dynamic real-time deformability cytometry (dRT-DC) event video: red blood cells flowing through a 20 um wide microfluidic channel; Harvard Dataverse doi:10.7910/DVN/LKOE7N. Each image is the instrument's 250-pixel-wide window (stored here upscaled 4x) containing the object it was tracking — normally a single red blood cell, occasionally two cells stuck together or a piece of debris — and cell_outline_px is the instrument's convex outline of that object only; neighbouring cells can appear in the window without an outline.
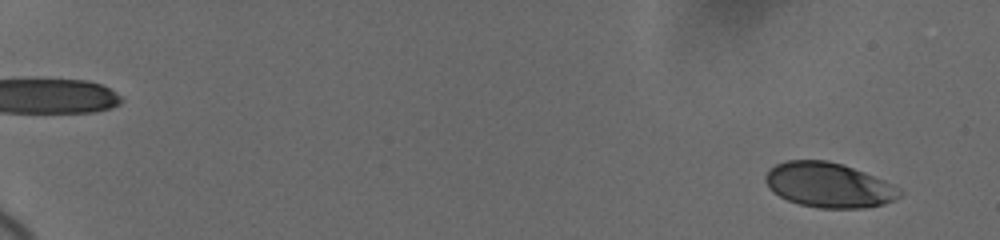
{"species": "human", "species_latin": "Homo sapiens", "temperature_condition": "cold", "stored_images_in_passage": 61, "camera_frame_rate_fps": 3000, "um_per_image_px": 0.085, "donor": {"sex": "female"}, "frame": {"image": 1, "passage_image": 5, "time_ms": 1.0, "image_size_px": [1000, 240], "cell_outline_px": [[904, 192], [900, 196], [884, 204], [864, 208], [820, 208], [800, 204], [788, 200], [780, 196], [768, 188], [764, 180], [764, 176], [776, 164], [784, 160], [828, 160], [844, 164], [884, 180], [900, 188]], "centroid_in_image_um": [70.44, 15.72], "position_along_channel_um": 14.6, "area_um2": 35.14}}
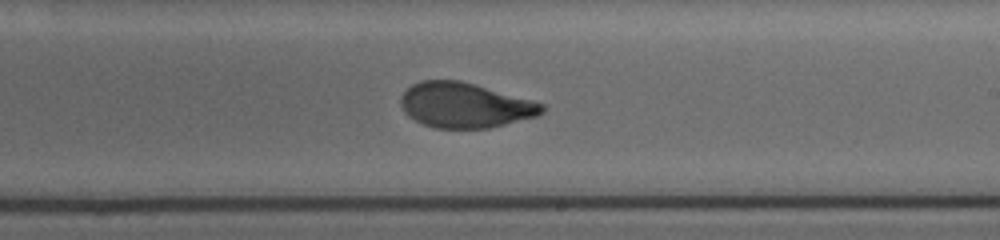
{"frame": {"image": 2, "passage_image": 33, "time_ms": 12.667, "image_size_px": [1000, 240], "cell_outline_px": [[544, 112], [536, 116], [488, 128], [436, 128], [424, 124], [408, 116], [404, 112], [400, 104], [400, 96], [412, 84], [420, 80], [460, 80], [544, 104]], "centroid_in_image_um": [39.47, 8.94], "position_along_channel_um": 249.5, "area_um2": 36.7}}
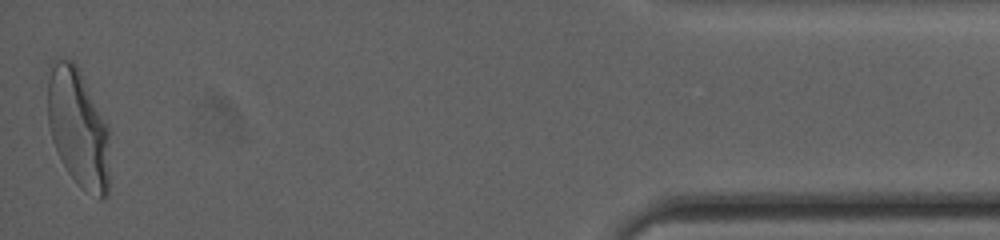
{"frame": {"image": 3, "passage_image": 61, "time_ms": 19.333, "image_size_px": [1000, 240], "cell_outline_px": [[108, 196], [100, 200], [80, 188], [68, 172], [52, 140], [48, 124], [44, 72], [52, 60], [72, 60], [76, 64], [108, 128]], "centroid_in_image_um": [6.57, 10.83], "position_along_channel_um": 428.6, "area_um2": 43.29}, "authors_computed_cell_mechanics": {"area_um2": 37.3388, "velocity_mm_per_s": 3.6536, "shape_relaxation_time_tau1_ms": 3.7671, "shape_relaxation_time_tau2_ms": 0.7508, "deformation_change_tau1": 0.1729, "deformation_change_tau2": 0.0645}}